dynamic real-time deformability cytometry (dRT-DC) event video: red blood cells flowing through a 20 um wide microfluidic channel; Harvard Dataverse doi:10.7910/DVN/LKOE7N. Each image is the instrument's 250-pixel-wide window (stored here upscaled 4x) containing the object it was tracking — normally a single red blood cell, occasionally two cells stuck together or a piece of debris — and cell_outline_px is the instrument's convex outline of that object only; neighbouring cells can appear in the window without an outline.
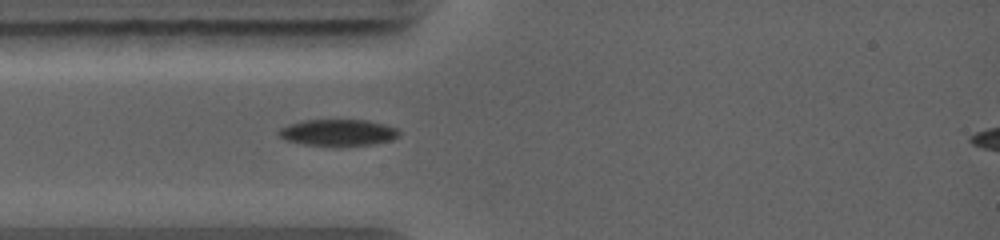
{"species": "common noctule bat (a hibernating species)", "species_latin": "Nyctalus noctula", "temperature_condition": "warm", "stored_images_in_passage": 4, "camera_frame_rate_fps": 5000, "um_per_image_px": 0.085, "animal": {"sex": "female", "body_mass_g": 19.0, "forearm_length_mm": 56.7}, "frame": {"image": 1, "passage_image": 3, "time_ms": 1.8, "image_size_px": [1000, 240], "cell_outline_px": [[400, 136], [392, 140], [372, 144], [340, 148], [332, 148], [304, 144], [288, 140], [280, 136], [276, 132], [280, 128], [288, 124], [300, 120], [368, 120], [400, 128]], "centroid_in_image_um": [28.77, 11.29], "position_along_channel_um": 56.2, "area_um2": 19.36}}
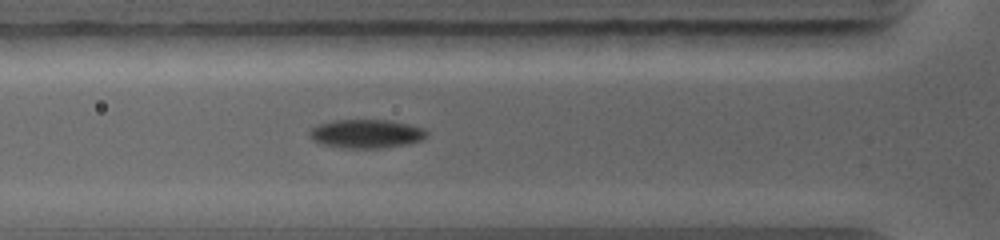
{"frame": {"image": 2, "passage_image": 4, "time_ms": 2.6, "image_size_px": [1000, 240], "cell_outline_px": [[428, 132], [420, 140], [408, 144], [380, 148], [348, 148], [320, 144], [312, 140], [308, 136], [308, 132], [316, 124], [332, 120], [388, 120], [408, 124], [424, 128]], "centroid_in_image_um": [31.07, 11.36], "position_along_channel_um": 94.7, "area_um2": 19.65}}